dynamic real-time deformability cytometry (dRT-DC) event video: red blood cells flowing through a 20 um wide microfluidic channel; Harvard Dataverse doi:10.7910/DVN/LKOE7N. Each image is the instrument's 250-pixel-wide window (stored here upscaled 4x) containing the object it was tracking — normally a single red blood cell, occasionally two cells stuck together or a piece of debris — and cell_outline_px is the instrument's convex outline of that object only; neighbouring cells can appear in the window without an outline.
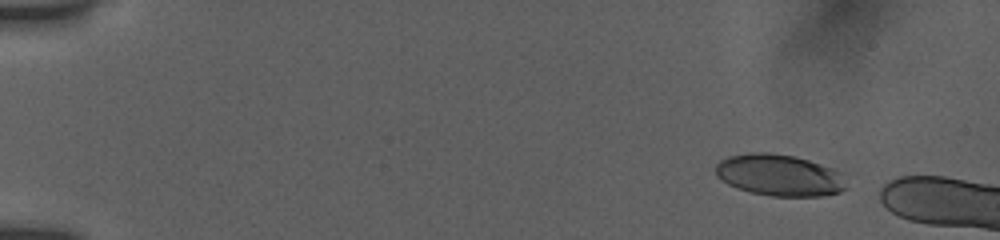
{"species": "human", "species_latin": "Homo sapiens", "temperature_condition": "room temperature", "stored_images_in_passage": 20, "camera_frame_rate_fps": 3000, "um_per_image_px": 0.085, "donor": {"sex": "female"}, "frame": {"image": 1, "passage_image": 12, "time_ms": 2.0, "image_size_px": [1000, 240], "cell_outline_px": [[848, 188], [840, 192], [820, 196], [772, 196], [752, 192], [736, 188], [728, 184], [716, 176], [716, 164], [720, 160], [728, 156], [748, 152], [768, 152], [792, 156], [808, 160], [832, 168], [836, 172]], "centroid_in_image_um": [66.18, 14.89], "position_along_channel_um": 18.8, "area_um2": 31.39}}